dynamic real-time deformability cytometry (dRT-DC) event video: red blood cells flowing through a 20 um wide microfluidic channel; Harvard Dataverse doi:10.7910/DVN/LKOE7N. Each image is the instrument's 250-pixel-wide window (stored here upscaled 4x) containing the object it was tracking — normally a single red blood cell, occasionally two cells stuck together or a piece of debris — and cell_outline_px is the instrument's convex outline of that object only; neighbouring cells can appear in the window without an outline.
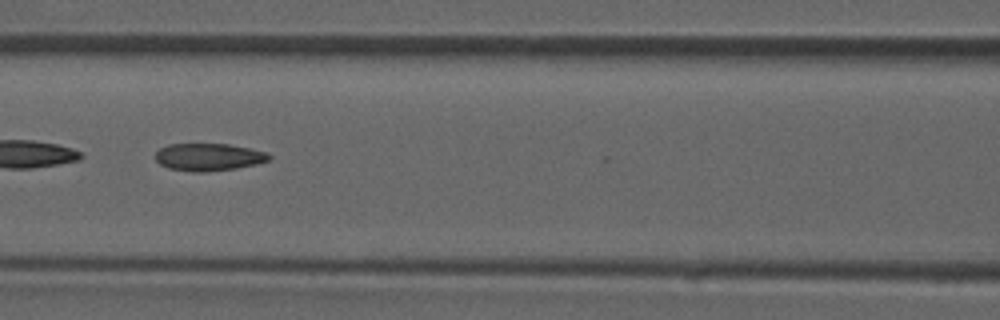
{"species": "common noctule bat (a hibernating species)", "species_latin": "Nyctalus noctula", "temperature_condition": "room temperature", "stored_images_in_passage": 44, "camera_frame_rate_fps": 3000, "um_per_image_px": 0.085, "animal": {"sex": "male", "forearm_length_mm": 52.5}, "frame": {"image": 1, "passage_image": 19, "time_ms": 6.0, "image_size_px": [1000, 320], "cell_outline_px": [[272, 156], [268, 160], [256, 164], [236, 168], [204, 172], [192, 172], [168, 168], [160, 164], [156, 160], [156, 152], [160, 148], [168, 144], [228, 144], [268, 152]], "centroid_in_image_um": [17.73, 13.35], "position_along_channel_um": 148.9, "area_um2": 18.15}}